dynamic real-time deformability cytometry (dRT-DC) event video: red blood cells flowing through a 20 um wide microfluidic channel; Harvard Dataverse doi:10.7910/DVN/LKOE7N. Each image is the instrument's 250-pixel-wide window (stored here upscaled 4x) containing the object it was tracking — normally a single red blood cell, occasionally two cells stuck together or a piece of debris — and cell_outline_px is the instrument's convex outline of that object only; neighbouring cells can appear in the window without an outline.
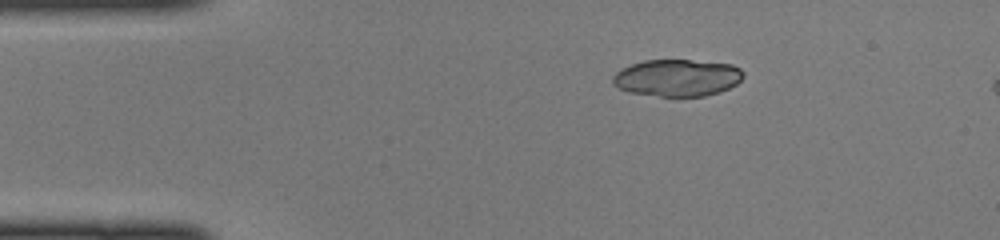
{"species": "common noctule bat (a hibernating species)", "species_latin": "Nyctalus noctula", "temperature_condition": "cold", "stored_images_in_passage": 40, "camera_frame_rate_fps": 3000, "um_per_image_px": 0.085, "animal": {"sex": "female", "body_mass_g": 22.0, "forearm_length_mm": 56.7}, "frame": {"image": 1, "passage_image": 1, "time_ms": 0.0, "image_size_px": [1000, 240], "cell_outline_px": [[744, 76], [736, 84], [720, 92], [704, 96], [660, 96], [628, 92], [612, 84], [612, 76], [616, 72], [632, 64], [644, 60], [688, 60], [732, 64], [740, 68], [744, 72]], "centroid_in_image_um": [57.57, 6.61], "position_along_channel_um": 27.4, "area_um2": 28.09}}